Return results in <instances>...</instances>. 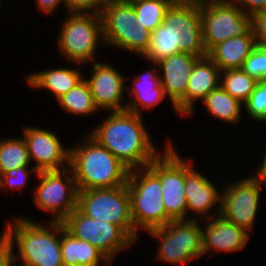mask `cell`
<instances>
[{"instance_id": "obj_17", "label": "cell", "mask_w": 266, "mask_h": 266, "mask_svg": "<svg viewBox=\"0 0 266 266\" xmlns=\"http://www.w3.org/2000/svg\"><path fill=\"white\" fill-rule=\"evenodd\" d=\"M91 66V75L89 78L84 76V79L89 84L96 107L100 112L124 111L127 106V99H124L126 75L108 62L97 60Z\"/></svg>"}, {"instance_id": "obj_5", "label": "cell", "mask_w": 266, "mask_h": 266, "mask_svg": "<svg viewBox=\"0 0 266 266\" xmlns=\"http://www.w3.org/2000/svg\"><path fill=\"white\" fill-rule=\"evenodd\" d=\"M62 21L57 34V47L64 60L73 65L96 62L99 45L105 46L101 14L66 12Z\"/></svg>"}, {"instance_id": "obj_18", "label": "cell", "mask_w": 266, "mask_h": 266, "mask_svg": "<svg viewBox=\"0 0 266 266\" xmlns=\"http://www.w3.org/2000/svg\"><path fill=\"white\" fill-rule=\"evenodd\" d=\"M200 58L202 57L180 52L156 63L164 94L170 101L173 111L178 115L185 116V94L188 78Z\"/></svg>"}, {"instance_id": "obj_28", "label": "cell", "mask_w": 266, "mask_h": 266, "mask_svg": "<svg viewBox=\"0 0 266 266\" xmlns=\"http://www.w3.org/2000/svg\"><path fill=\"white\" fill-rule=\"evenodd\" d=\"M137 15L136 24L153 32L163 23L166 10L175 0H128Z\"/></svg>"}, {"instance_id": "obj_36", "label": "cell", "mask_w": 266, "mask_h": 266, "mask_svg": "<svg viewBox=\"0 0 266 266\" xmlns=\"http://www.w3.org/2000/svg\"><path fill=\"white\" fill-rule=\"evenodd\" d=\"M35 3L38 11L40 10V12H43L46 16L52 15L61 4L64 5L65 8L64 0H35Z\"/></svg>"}, {"instance_id": "obj_25", "label": "cell", "mask_w": 266, "mask_h": 266, "mask_svg": "<svg viewBox=\"0 0 266 266\" xmlns=\"http://www.w3.org/2000/svg\"><path fill=\"white\" fill-rule=\"evenodd\" d=\"M207 112L226 124H238L243 117V103L232 97L220 85L202 101ZM242 114V115H241Z\"/></svg>"}, {"instance_id": "obj_34", "label": "cell", "mask_w": 266, "mask_h": 266, "mask_svg": "<svg viewBox=\"0 0 266 266\" xmlns=\"http://www.w3.org/2000/svg\"><path fill=\"white\" fill-rule=\"evenodd\" d=\"M256 45L266 48V11L252 17Z\"/></svg>"}, {"instance_id": "obj_20", "label": "cell", "mask_w": 266, "mask_h": 266, "mask_svg": "<svg viewBox=\"0 0 266 266\" xmlns=\"http://www.w3.org/2000/svg\"><path fill=\"white\" fill-rule=\"evenodd\" d=\"M151 70L134 75L132 87L126 86L130 101L127 100V111L142 115L145 110H152L167 97L160 84L157 64L148 63ZM154 65V66H153Z\"/></svg>"}, {"instance_id": "obj_3", "label": "cell", "mask_w": 266, "mask_h": 266, "mask_svg": "<svg viewBox=\"0 0 266 266\" xmlns=\"http://www.w3.org/2000/svg\"><path fill=\"white\" fill-rule=\"evenodd\" d=\"M11 219L13 221L7 219L3 232L10 246V255L16 261L26 266H64L61 222L49 219L47 225H43L32 218L17 215Z\"/></svg>"}, {"instance_id": "obj_11", "label": "cell", "mask_w": 266, "mask_h": 266, "mask_svg": "<svg viewBox=\"0 0 266 266\" xmlns=\"http://www.w3.org/2000/svg\"><path fill=\"white\" fill-rule=\"evenodd\" d=\"M33 190L36 209L51 214V220L62 222L77 208V186L70 167L41 171Z\"/></svg>"}, {"instance_id": "obj_37", "label": "cell", "mask_w": 266, "mask_h": 266, "mask_svg": "<svg viewBox=\"0 0 266 266\" xmlns=\"http://www.w3.org/2000/svg\"><path fill=\"white\" fill-rule=\"evenodd\" d=\"M263 157L261 158L262 160L260 162V164L258 163V169L255 170V173L253 171V173L251 174V176L256 179L260 184H262L263 186H266V150H264L263 153Z\"/></svg>"}, {"instance_id": "obj_6", "label": "cell", "mask_w": 266, "mask_h": 266, "mask_svg": "<svg viewBox=\"0 0 266 266\" xmlns=\"http://www.w3.org/2000/svg\"><path fill=\"white\" fill-rule=\"evenodd\" d=\"M131 217L137 232L165 226L173 219L162 201L160 178L147 166L129 171Z\"/></svg>"}, {"instance_id": "obj_1", "label": "cell", "mask_w": 266, "mask_h": 266, "mask_svg": "<svg viewBox=\"0 0 266 266\" xmlns=\"http://www.w3.org/2000/svg\"><path fill=\"white\" fill-rule=\"evenodd\" d=\"M143 116L127 110L109 112L88 134L129 170L147 167L163 150L151 139Z\"/></svg>"}, {"instance_id": "obj_24", "label": "cell", "mask_w": 266, "mask_h": 266, "mask_svg": "<svg viewBox=\"0 0 266 266\" xmlns=\"http://www.w3.org/2000/svg\"><path fill=\"white\" fill-rule=\"evenodd\" d=\"M61 255L64 266H102V263L103 266L112 265L95 246L71 234L63 222H61Z\"/></svg>"}, {"instance_id": "obj_38", "label": "cell", "mask_w": 266, "mask_h": 266, "mask_svg": "<svg viewBox=\"0 0 266 266\" xmlns=\"http://www.w3.org/2000/svg\"><path fill=\"white\" fill-rule=\"evenodd\" d=\"M9 256L10 246L4 232H2V234L0 235V266Z\"/></svg>"}, {"instance_id": "obj_16", "label": "cell", "mask_w": 266, "mask_h": 266, "mask_svg": "<svg viewBox=\"0 0 266 266\" xmlns=\"http://www.w3.org/2000/svg\"><path fill=\"white\" fill-rule=\"evenodd\" d=\"M192 160L191 156L185 158V199L188 206V220L218 216L221 213L222 190L213 183L210 177L197 168L195 169L196 165Z\"/></svg>"}, {"instance_id": "obj_13", "label": "cell", "mask_w": 266, "mask_h": 266, "mask_svg": "<svg viewBox=\"0 0 266 266\" xmlns=\"http://www.w3.org/2000/svg\"><path fill=\"white\" fill-rule=\"evenodd\" d=\"M65 228L78 239L95 246L111 263L119 252L135 242L115 224L83 215L77 208L63 221Z\"/></svg>"}, {"instance_id": "obj_23", "label": "cell", "mask_w": 266, "mask_h": 266, "mask_svg": "<svg viewBox=\"0 0 266 266\" xmlns=\"http://www.w3.org/2000/svg\"><path fill=\"white\" fill-rule=\"evenodd\" d=\"M255 46V35L251 28L243 36H233L215 45L207 56L221 72L228 69H241Z\"/></svg>"}, {"instance_id": "obj_21", "label": "cell", "mask_w": 266, "mask_h": 266, "mask_svg": "<svg viewBox=\"0 0 266 266\" xmlns=\"http://www.w3.org/2000/svg\"><path fill=\"white\" fill-rule=\"evenodd\" d=\"M221 70L208 57L200 58L188 78L185 94V117L195 115L196 103L202 101L211 91L220 85Z\"/></svg>"}, {"instance_id": "obj_33", "label": "cell", "mask_w": 266, "mask_h": 266, "mask_svg": "<svg viewBox=\"0 0 266 266\" xmlns=\"http://www.w3.org/2000/svg\"><path fill=\"white\" fill-rule=\"evenodd\" d=\"M109 0H64L65 11L101 14Z\"/></svg>"}, {"instance_id": "obj_14", "label": "cell", "mask_w": 266, "mask_h": 266, "mask_svg": "<svg viewBox=\"0 0 266 266\" xmlns=\"http://www.w3.org/2000/svg\"><path fill=\"white\" fill-rule=\"evenodd\" d=\"M203 43L207 53L233 36H243L252 28V17L229 1L200 6Z\"/></svg>"}, {"instance_id": "obj_39", "label": "cell", "mask_w": 266, "mask_h": 266, "mask_svg": "<svg viewBox=\"0 0 266 266\" xmlns=\"http://www.w3.org/2000/svg\"><path fill=\"white\" fill-rule=\"evenodd\" d=\"M178 1L201 6V5H205L208 3H221L227 0H178Z\"/></svg>"}, {"instance_id": "obj_19", "label": "cell", "mask_w": 266, "mask_h": 266, "mask_svg": "<svg viewBox=\"0 0 266 266\" xmlns=\"http://www.w3.org/2000/svg\"><path fill=\"white\" fill-rule=\"evenodd\" d=\"M202 221H204L202 222V248L204 255L212 256L221 252H240L246 248L252 237L245 229L227 221L221 215L202 219Z\"/></svg>"}, {"instance_id": "obj_29", "label": "cell", "mask_w": 266, "mask_h": 266, "mask_svg": "<svg viewBox=\"0 0 266 266\" xmlns=\"http://www.w3.org/2000/svg\"><path fill=\"white\" fill-rule=\"evenodd\" d=\"M257 82L256 78L242 69H228L220 73V86L241 103L249 98Z\"/></svg>"}, {"instance_id": "obj_12", "label": "cell", "mask_w": 266, "mask_h": 266, "mask_svg": "<svg viewBox=\"0 0 266 266\" xmlns=\"http://www.w3.org/2000/svg\"><path fill=\"white\" fill-rule=\"evenodd\" d=\"M263 187L250 174L233 182L230 179L221 189L220 215L251 234L260 211Z\"/></svg>"}, {"instance_id": "obj_9", "label": "cell", "mask_w": 266, "mask_h": 266, "mask_svg": "<svg viewBox=\"0 0 266 266\" xmlns=\"http://www.w3.org/2000/svg\"><path fill=\"white\" fill-rule=\"evenodd\" d=\"M77 209L85 216L120 227L135 243L139 232L135 229L130 207L128 186L91 189L77 192Z\"/></svg>"}, {"instance_id": "obj_7", "label": "cell", "mask_w": 266, "mask_h": 266, "mask_svg": "<svg viewBox=\"0 0 266 266\" xmlns=\"http://www.w3.org/2000/svg\"><path fill=\"white\" fill-rule=\"evenodd\" d=\"M147 234L159 241L155 260L160 263L188 265L204 256L202 220H172L163 227L147 231Z\"/></svg>"}, {"instance_id": "obj_26", "label": "cell", "mask_w": 266, "mask_h": 266, "mask_svg": "<svg viewBox=\"0 0 266 266\" xmlns=\"http://www.w3.org/2000/svg\"><path fill=\"white\" fill-rule=\"evenodd\" d=\"M61 109L73 116H89L100 112L96 107L88 82L83 79L56 100Z\"/></svg>"}, {"instance_id": "obj_2", "label": "cell", "mask_w": 266, "mask_h": 266, "mask_svg": "<svg viewBox=\"0 0 266 266\" xmlns=\"http://www.w3.org/2000/svg\"><path fill=\"white\" fill-rule=\"evenodd\" d=\"M180 52L197 57L208 55L203 43L200 6L175 0L166 10L163 23L151 32L149 47L141 57L156 64Z\"/></svg>"}, {"instance_id": "obj_32", "label": "cell", "mask_w": 266, "mask_h": 266, "mask_svg": "<svg viewBox=\"0 0 266 266\" xmlns=\"http://www.w3.org/2000/svg\"><path fill=\"white\" fill-rule=\"evenodd\" d=\"M241 69L257 80H266V48L256 45Z\"/></svg>"}, {"instance_id": "obj_22", "label": "cell", "mask_w": 266, "mask_h": 266, "mask_svg": "<svg viewBox=\"0 0 266 266\" xmlns=\"http://www.w3.org/2000/svg\"><path fill=\"white\" fill-rule=\"evenodd\" d=\"M74 64L76 66L75 68L69 66L61 67V65H59L60 67H52L44 71L30 72L24 79L26 84L33 88V90L48 91L50 94H53L57 100L84 79L80 67L84 65L79 63Z\"/></svg>"}, {"instance_id": "obj_10", "label": "cell", "mask_w": 266, "mask_h": 266, "mask_svg": "<svg viewBox=\"0 0 266 266\" xmlns=\"http://www.w3.org/2000/svg\"><path fill=\"white\" fill-rule=\"evenodd\" d=\"M167 139L163 151L148 165L160 178L162 201L173 220H188L185 199V160Z\"/></svg>"}, {"instance_id": "obj_8", "label": "cell", "mask_w": 266, "mask_h": 266, "mask_svg": "<svg viewBox=\"0 0 266 266\" xmlns=\"http://www.w3.org/2000/svg\"><path fill=\"white\" fill-rule=\"evenodd\" d=\"M101 17L106 47H115L138 57L147 51L151 32L136 24L137 15L130 1L109 0Z\"/></svg>"}, {"instance_id": "obj_27", "label": "cell", "mask_w": 266, "mask_h": 266, "mask_svg": "<svg viewBox=\"0 0 266 266\" xmlns=\"http://www.w3.org/2000/svg\"><path fill=\"white\" fill-rule=\"evenodd\" d=\"M23 166L32 167L23 136L0 138V175Z\"/></svg>"}, {"instance_id": "obj_15", "label": "cell", "mask_w": 266, "mask_h": 266, "mask_svg": "<svg viewBox=\"0 0 266 266\" xmlns=\"http://www.w3.org/2000/svg\"><path fill=\"white\" fill-rule=\"evenodd\" d=\"M29 158L38 171L62 170L69 167L70 146H65L54 130L22 126Z\"/></svg>"}, {"instance_id": "obj_4", "label": "cell", "mask_w": 266, "mask_h": 266, "mask_svg": "<svg viewBox=\"0 0 266 266\" xmlns=\"http://www.w3.org/2000/svg\"><path fill=\"white\" fill-rule=\"evenodd\" d=\"M70 146L69 167L78 191L113 188L127 184L129 169L89 134Z\"/></svg>"}, {"instance_id": "obj_40", "label": "cell", "mask_w": 266, "mask_h": 266, "mask_svg": "<svg viewBox=\"0 0 266 266\" xmlns=\"http://www.w3.org/2000/svg\"><path fill=\"white\" fill-rule=\"evenodd\" d=\"M1 266H22L21 263L16 261L11 255L4 261Z\"/></svg>"}, {"instance_id": "obj_30", "label": "cell", "mask_w": 266, "mask_h": 266, "mask_svg": "<svg viewBox=\"0 0 266 266\" xmlns=\"http://www.w3.org/2000/svg\"><path fill=\"white\" fill-rule=\"evenodd\" d=\"M243 110L255 122H266V80H258L255 89L243 103Z\"/></svg>"}, {"instance_id": "obj_31", "label": "cell", "mask_w": 266, "mask_h": 266, "mask_svg": "<svg viewBox=\"0 0 266 266\" xmlns=\"http://www.w3.org/2000/svg\"><path fill=\"white\" fill-rule=\"evenodd\" d=\"M29 168L30 166L18 167L0 175V191L7 190V188L22 191L28 185V178L31 174L37 176L39 173L34 167Z\"/></svg>"}, {"instance_id": "obj_35", "label": "cell", "mask_w": 266, "mask_h": 266, "mask_svg": "<svg viewBox=\"0 0 266 266\" xmlns=\"http://www.w3.org/2000/svg\"><path fill=\"white\" fill-rule=\"evenodd\" d=\"M237 5L245 14L254 15L266 11V0H227Z\"/></svg>"}]
</instances>
